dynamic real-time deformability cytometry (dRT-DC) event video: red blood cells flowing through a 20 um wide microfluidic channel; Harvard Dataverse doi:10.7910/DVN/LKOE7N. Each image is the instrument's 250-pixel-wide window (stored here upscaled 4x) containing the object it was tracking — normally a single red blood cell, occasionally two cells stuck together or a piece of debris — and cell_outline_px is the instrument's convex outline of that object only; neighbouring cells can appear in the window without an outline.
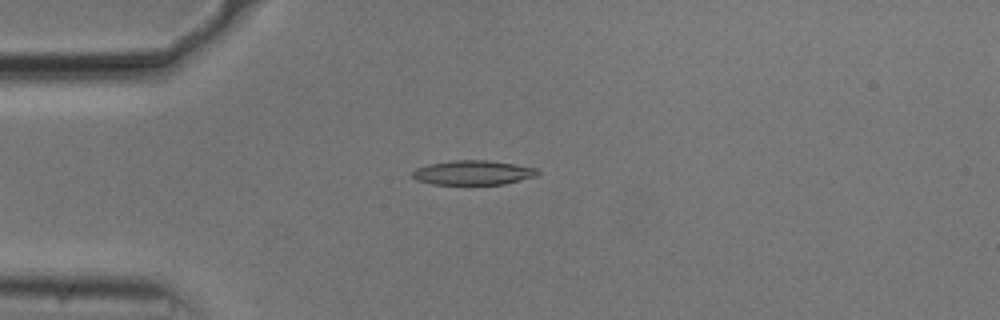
{"species": "common noctule bat (a hibernating species)", "species_latin": "Nyctalus noctula", "temperature_condition": "cold", "stored_images_in_passage": 43, "camera_frame_rate_fps": 3000, "um_per_image_px": 0.085, "animal": {"sex": "male", "body_mass_g": 20.5, "forearm_length_mm": 52.5}, "frame": {"image": 1, "passage_image": 3, "time_ms": 0.667, "image_size_px": [1000, 320], "cell_outline_px": [[540, 172], [536, 176], [504, 184], [432, 184], [416, 180], [412, 176], [412, 172], [416, 168], [428, 164], [452, 160], [488, 160], [540, 168]], "centroid_in_image_um": [40.22, 14.67], "position_along_channel_um": 44.8, "area_um2": 17.92}}
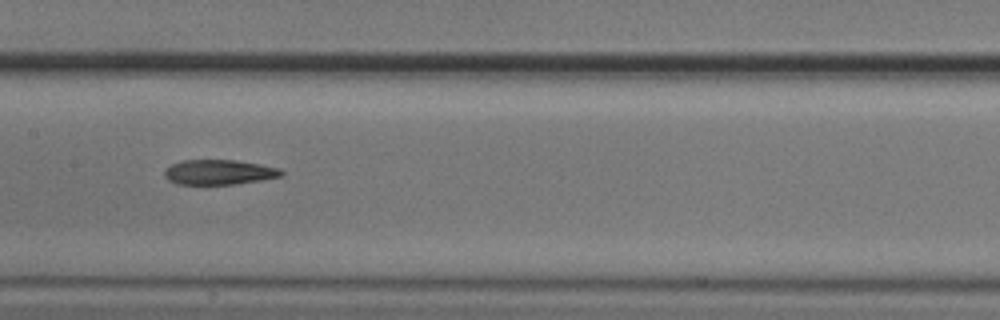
{"frame": {"image": 2, "passage_image": 16, "time_ms": 5.0, "image_size_px": [1000, 320], "cell_outline_px": [[284, 172], [280, 176], [260, 180], [236, 184], [176, 184], [168, 180], [164, 176], [164, 168], [172, 164], [184, 160], [236, 160], [260, 164], [280, 168]], "centroid_in_image_um": [18.59, 14.63], "position_along_channel_um": 188.8, "area_um2": 16.99}}
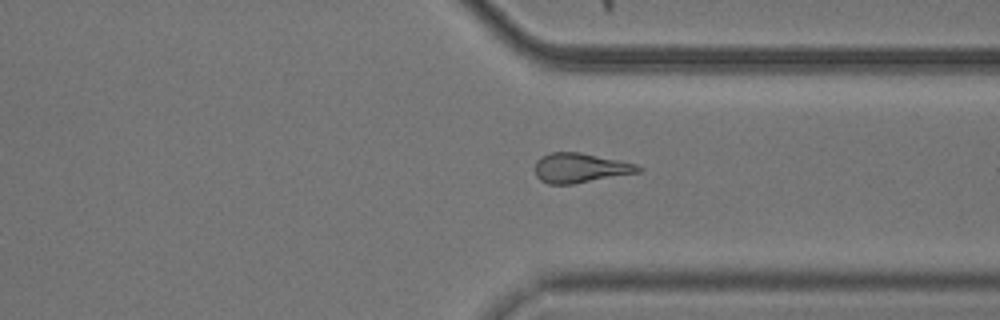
{"frame": {"image": 3, "passage_image": 30, "time_ms": 9.667, "image_size_px": [1000, 320], "cell_outline_px": [[644, 168], [640, 172], [572, 184], [548, 184], [540, 180], [536, 176], [536, 160], [540, 156], [552, 152], [580, 152], [636, 164]], "centroid_in_image_um": [49.3, 14.27], "position_along_channel_um": 362.1, "area_um2": 17.74}}